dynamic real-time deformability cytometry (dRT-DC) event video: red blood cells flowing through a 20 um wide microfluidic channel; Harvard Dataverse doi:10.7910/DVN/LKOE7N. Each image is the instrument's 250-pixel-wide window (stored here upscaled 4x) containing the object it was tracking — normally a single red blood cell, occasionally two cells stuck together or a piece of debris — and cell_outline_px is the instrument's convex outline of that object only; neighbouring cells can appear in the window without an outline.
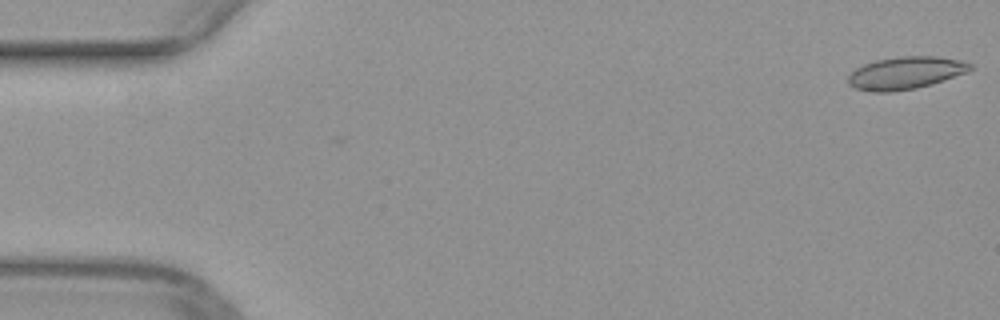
{"species": "common noctule bat (a hibernating species)", "species_latin": "Nyctalus noctula", "temperature_condition": "warm", "stored_images_in_passage": 3, "camera_frame_rate_fps": 3000, "um_per_image_px": 0.085, "animal": {"sex": "female", "body_mass_g": 29.2, "forearm_length_mm": 56.3}, "frame": {"image": 1, "passage_image": 1, "time_ms": 0.0, "image_size_px": [1000, 320], "cell_outline_px": [[972, 68], [968, 72], [932, 84], [916, 88], [892, 92], [872, 92], [856, 88], [848, 84], [848, 76], [856, 68], [864, 64], [876, 60], [900, 56], [936, 56], [960, 60], [972, 64]], "centroid_in_image_um": [76.97, 6.2], "position_along_channel_um": 8.0, "area_um2": 23.12}}